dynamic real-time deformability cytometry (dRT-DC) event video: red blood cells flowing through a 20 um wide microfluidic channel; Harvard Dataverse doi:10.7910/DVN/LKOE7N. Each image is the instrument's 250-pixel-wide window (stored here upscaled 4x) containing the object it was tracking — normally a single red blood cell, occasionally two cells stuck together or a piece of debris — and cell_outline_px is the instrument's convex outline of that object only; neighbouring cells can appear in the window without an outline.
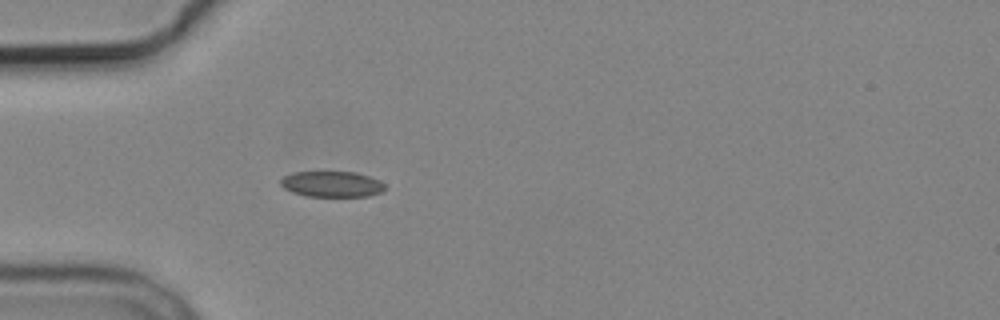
{"species": "common noctule bat (a hibernating species)", "species_latin": "Nyctalus noctula", "temperature_condition": "cold", "stored_images_in_passage": 5, "camera_frame_rate_fps": 3000, "um_per_image_px": 0.085, "animal": {"sex": "male", "body_mass_g": 19.2, "forearm_length_mm": 51.8}, "frame": {"image": 1, "passage_image": 5, "time_ms": 4.667, "image_size_px": [1000, 320], "cell_outline_px": [[384, 192], [368, 196], [308, 196], [292, 192], [284, 188], [280, 184], [280, 180], [284, 176], [292, 172], [352, 172], [368, 176], [380, 180], [384, 184]], "centroid_in_image_um": [28.21, 15.65], "position_along_channel_um": 56.8, "area_um2": 15.61}}